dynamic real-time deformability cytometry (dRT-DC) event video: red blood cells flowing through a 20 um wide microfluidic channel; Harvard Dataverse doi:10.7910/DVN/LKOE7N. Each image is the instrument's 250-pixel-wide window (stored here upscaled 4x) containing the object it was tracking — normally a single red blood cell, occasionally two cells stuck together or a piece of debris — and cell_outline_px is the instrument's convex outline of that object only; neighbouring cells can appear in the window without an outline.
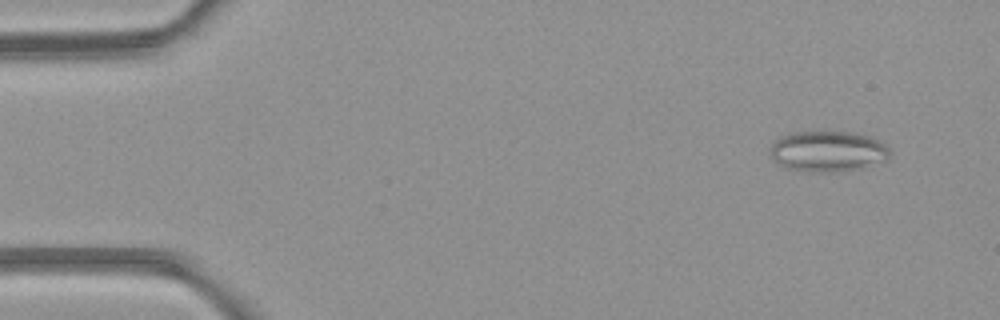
{"species": "common noctule bat (a hibernating species)", "species_latin": "Nyctalus noctula", "temperature_condition": "room temperature", "stored_images_in_passage": 4, "camera_frame_rate_fps": 3000, "um_per_image_px": 0.085, "animal": {"sex": "female", "body_mass_g": 21.9}, "frame": {"image": 1, "passage_image": 1, "time_ms": 0.0, "image_size_px": [1000, 320], "cell_outline_px": [[892, 156], [888, 160], [856, 168], [832, 172], [804, 172], [788, 168], [776, 164], [772, 156], [772, 144], [780, 136], [792, 132], [848, 132], [872, 136], [880, 140], [888, 148]], "centroid_in_image_um": [70.38, 12.86], "position_along_channel_um": 14.6, "area_um2": 28.38}}